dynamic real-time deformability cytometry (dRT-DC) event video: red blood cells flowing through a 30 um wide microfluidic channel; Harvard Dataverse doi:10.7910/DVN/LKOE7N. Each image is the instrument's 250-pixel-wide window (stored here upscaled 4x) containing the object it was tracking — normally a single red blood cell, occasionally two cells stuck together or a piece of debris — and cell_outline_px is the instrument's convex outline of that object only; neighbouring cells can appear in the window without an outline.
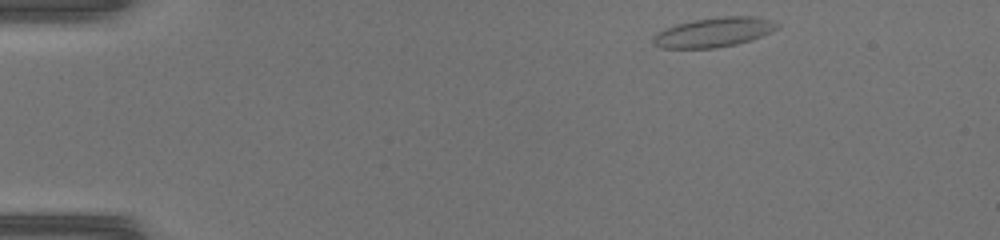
{"species": "common noctule bat (a hibernating species)", "species_latin": "Nyctalus noctula", "temperature_condition": "warm", "stored_images_in_passage": 41, "camera_frame_rate_fps": 3000, "um_per_image_px": 0.085, "animal": {"sex": "female", "body_mass_g": 17.0, "forearm_length_mm": 48.0}, "frame": {"image": 1, "passage_image": 1, "time_ms": 0.0, "image_size_px": [1000, 240], "cell_outline_px": [[780, 24], [776, 28], [752, 40], [736, 44], [712, 48], [664, 48], [652, 44], [652, 36], [656, 32], [676, 24], [696, 20], [724, 16], [756, 16], [772, 20]], "centroid_in_image_um": [60.64, 2.74], "position_along_channel_um": 24.4, "area_um2": 21.21}}
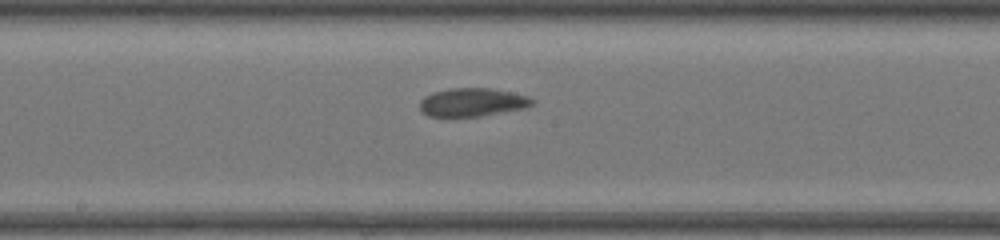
{"frame": {"image": 2, "passage_image": 20, "time_ms": 6.333, "image_size_px": [1000, 240], "cell_outline_px": [[536, 100], [532, 104], [524, 108], [480, 116], [428, 116], [420, 108], [420, 100], [424, 96], [432, 92], [448, 88], [492, 88], [512, 92], [528, 96]], "centroid_in_image_um": [40.15, 8.67], "position_along_channel_um": 208.0, "area_um2": 18.55}}
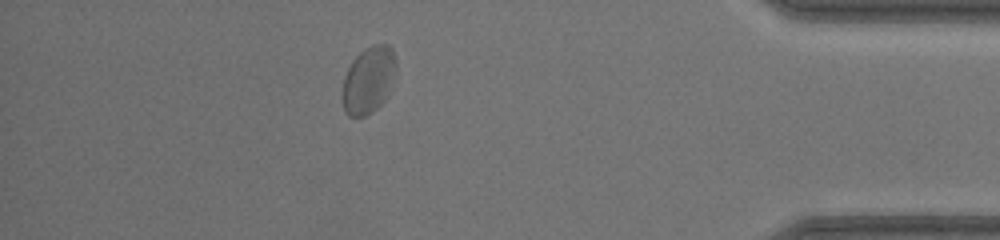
{"frame": {"image": 3, "passage_image": 36, "time_ms": 11.667, "image_size_px": [1000, 240], "cell_outline_px": [[396, 72], [384, 100], [372, 112], [364, 116], [348, 116], [344, 112], [344, 76], [352, 60], [364, 48], [372, 44], [388, 44], [392, 48], [396, 60]], "centroid_in_image_um": [31.34, 6.76], "position_along_channel_um": 403.9, "area_um2": 20.69}}